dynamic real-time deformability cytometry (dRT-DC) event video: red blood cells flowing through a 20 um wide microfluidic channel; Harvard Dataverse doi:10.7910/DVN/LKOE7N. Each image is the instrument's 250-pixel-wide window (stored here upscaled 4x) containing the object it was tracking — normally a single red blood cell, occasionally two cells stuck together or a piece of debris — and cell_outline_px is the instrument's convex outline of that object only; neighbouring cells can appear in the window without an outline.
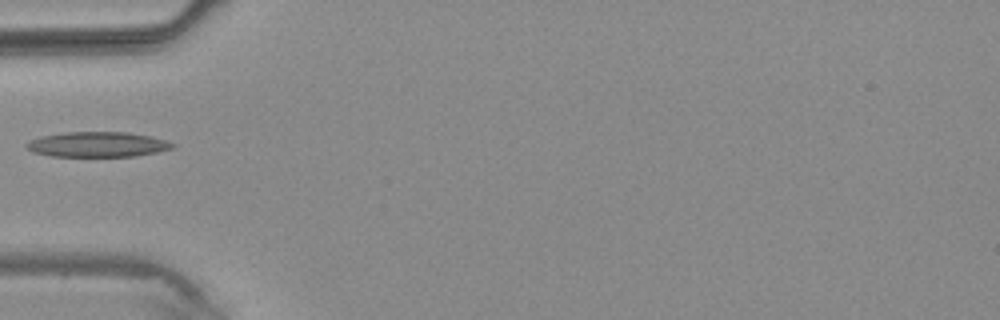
{"species": "common noctule bat (a hibernating species)", "species_latin": "Nyctalus noctula", "temperature_condition": "warm", "stored_images_in_passage": 2, "camera_frame_rate_fps": 3000, "um_per_image_px": 0.085, "animal": {"sex": "male", "body_mass_g": 20.4}, "frame": {"image": 1, "passage_image": 2, "time_ms": 2.0, "image_size_px": [1000, 320], "cell_outline_px": [[176, 144], [172, 148], [156, 152], [136, 156], [52, 156], [32, 152], [28, 148], [28, 140], [40, 136], [64, 132], [128, 132], [152, 136]], "centroid_in_image_um": [8.29, 12.27], "position_along_channel_um": 76.7, "area_um2": 21.33}}